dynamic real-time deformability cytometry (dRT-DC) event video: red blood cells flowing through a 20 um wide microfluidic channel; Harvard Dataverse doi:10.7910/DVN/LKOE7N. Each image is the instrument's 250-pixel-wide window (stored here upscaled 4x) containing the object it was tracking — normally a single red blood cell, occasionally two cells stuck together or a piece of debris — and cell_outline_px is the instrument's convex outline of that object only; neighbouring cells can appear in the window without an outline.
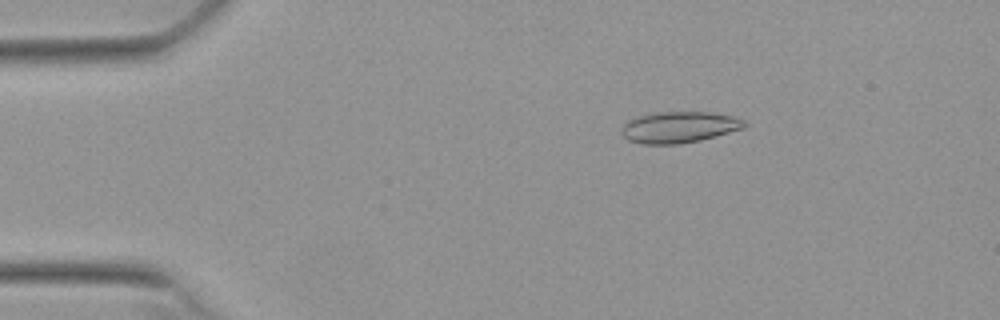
{"species": "Egyptian fruit bat (a non-hibernating species)", "species_latin": "Rousettus aegyptiacus", "temperature_condition": "warm", "stored_images_in_passage": 53, "camera_frame_rate_fps": 3000, "um_per_image_px": 0.085, "animal": {"sex": "female"}, "frame": {"image": 1, "passage_image": 9, "time_ms": 2.667, "image_size_px": [1000, 320], "cell_outline_px": [[748, 124], [744, 128], [716, 136], [700, 140], [680, 144], [644, 144], [628, 140], [620, 132], [624, 124], [628, 120], [640, 116], [656, 112], [708, 112], [732, 116], [744, 120]], "centroid_in_image_um": [57.73, 10.81], "position_along_channel_um": 27.3, "area_um2": 22.31}}
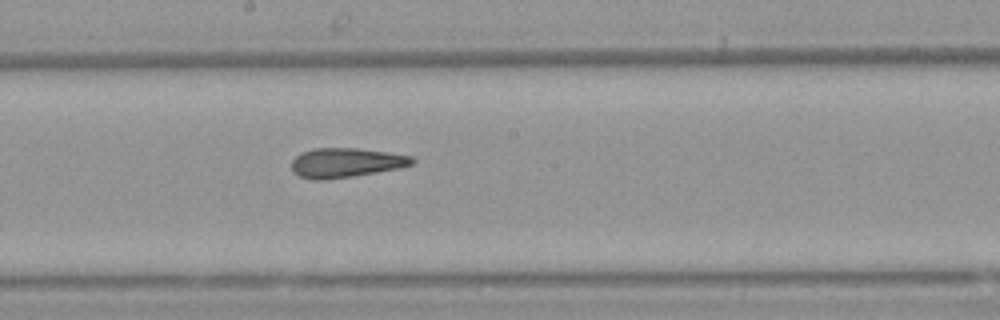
{"frame": {"image": 2, "passage_image": 29, "time_ms": 9.333, "image_size_px": [1000, 320], "cell_outline_px": [[416, 160], [412, 164], [400, 168], [328, 180], [312, 180], [300, 176], [292, 172], [292, 160], [296, 156], [312, 148], [356, 148], [388, 152], [416, 156]], "centroid_in_image_um": [29.42, 13.83], "position_along_channel_um": 218.8, "area_um2": 20.87}}
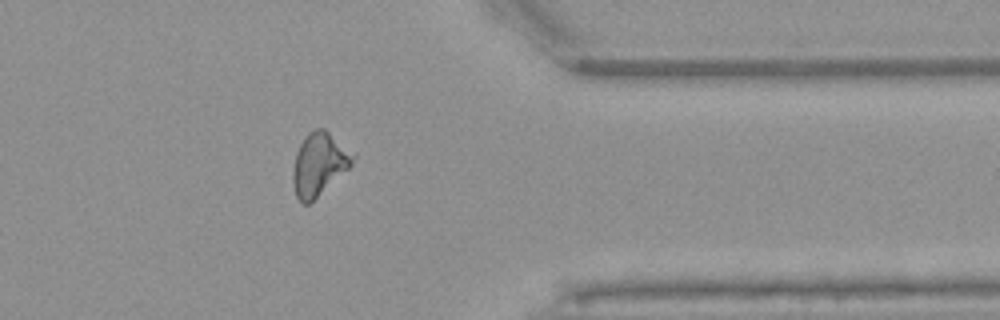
{"frame": {"image": 3, "passage_image": 43, "time_ms": 14.0, "image_size_px": [1000, 320], "cell_outline_px": [[356, 156], [352, 164], [348, 168], [308, 204], [300, 204], [296, 196], [292, 180], [292, 168], [296, 152], [304, 136], [308, 132], [316, 128], [324, 128], [356, 152]], "centroid_in_image_um": [27.12, 13.9], "position_along_channel_um": 384.3, "area_um2": 22.08}, "authors_computed_cell_mechanics": {"area_um2": 21.675, "velocity_mm_per_s": 3.8279, "shape_relaxation_time_tau1_ms": null, "shape_relaxation_time_tau2_ms": 5.7629, "deformation_change_tau1": null, "deformation_change_tau2": 0.1997}}